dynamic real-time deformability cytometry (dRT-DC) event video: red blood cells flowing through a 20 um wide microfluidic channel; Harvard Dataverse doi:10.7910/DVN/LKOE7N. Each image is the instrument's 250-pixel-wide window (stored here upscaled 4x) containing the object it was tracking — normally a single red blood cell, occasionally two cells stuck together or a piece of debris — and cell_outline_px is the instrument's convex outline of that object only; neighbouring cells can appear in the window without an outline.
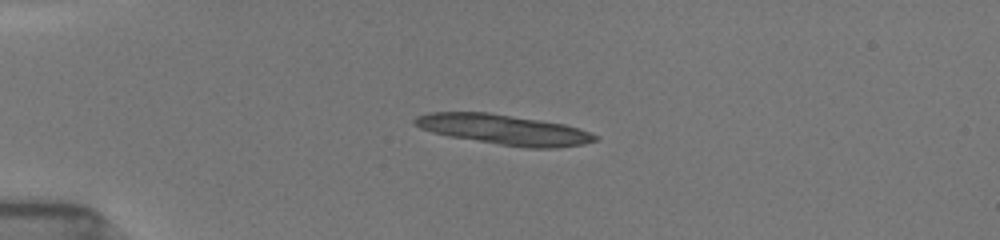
{"species": "common noctule bat (a hibernating species)", "species_latin": "Nyctalus noctula", "temperature_condition": "room temperature", "stored_images_in_passage": 27, "camera_frame_rate_fps": 3000, "um_per_image_px": 0.085, "animal": {"sex": "female", "body_mass_g": 19.5, "forearm_length_mm": 54.1}, "frame": {"image": 1, "passage_image": 19, "time_ms": 4.0, "image_size_px": [1000, 240], "cell_outline_px": [[600, 140], [584, 144], [556, 148], [528, 148], [500, 144], [448, 136], [432, 132], [420, 128], [412, 120], [416, 116], [432, 112], [488, 112], [540, 120], [564, 124], [580, 128], [600, 136]], "centroid_in_image_um": [42.89, 11.02], "position_along_channel_um": 42.1, "area_um2": 31.67}}